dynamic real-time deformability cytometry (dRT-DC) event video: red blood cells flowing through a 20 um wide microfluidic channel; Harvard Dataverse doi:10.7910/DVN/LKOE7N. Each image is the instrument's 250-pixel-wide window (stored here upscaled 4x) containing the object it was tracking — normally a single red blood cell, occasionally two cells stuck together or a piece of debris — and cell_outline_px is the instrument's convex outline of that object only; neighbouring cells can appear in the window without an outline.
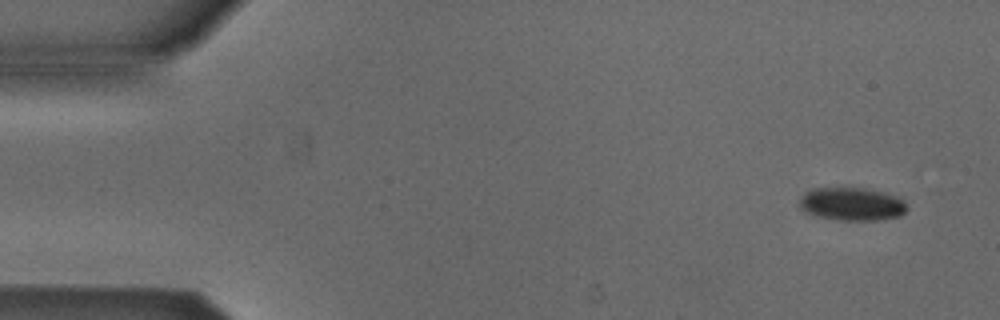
{"species": "Egyptian fruit bat (a non-hibernating species)", "species_latin": "Rousettus aegyptiacus", "temperature_condition": "cold", "stored_images_in_passage": 7, "camera_frame_rate_fps": 3000, "um_per_image_px": 0.085, "animal": {"sex": "male"}, "frame": {"image": 1, "passage_image": 2, "time_ms": 0.333, "image_size_px": [1000, 320], "cell_outline_px": [[908, 208], [900, 216], [880, 220], [836, 220], [816, 216], [804, 212], [800, 208], [800, 200], [812, 188], [864, 188], [888, 192], [904, 200]], "centroid_in_image_um": [72.45, 17.35], "position_along_channel_um": 12.6, "area_um2": 20.87}}
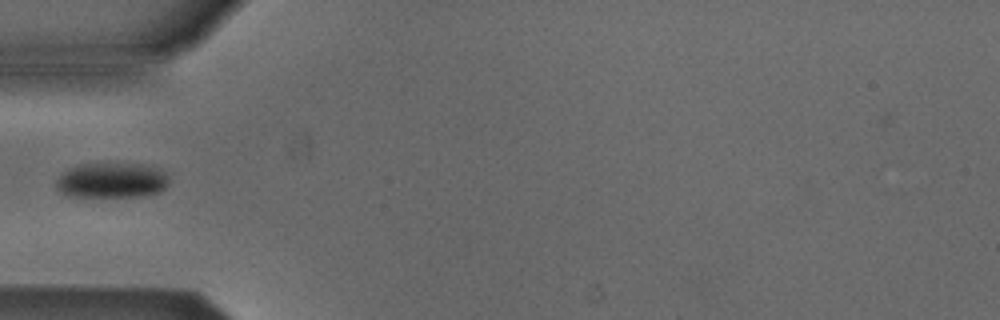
{"frame": {"image": 2, "passage_image": 6, "time_ms": 1.667, "image_size_px": [1000, 320], "cell_outline_px": [[168, 184], [160, 192], [140, 196], [68, 196], [60, 192], [56, 188], [56, 180], [68, 168], [76, 164], [152, 164], [160, 168], [168, 176]], "centroid_in_image_um": [9.51, 15.32], "position_along_channel_um": 75.5, "area_um2": 23.29}}
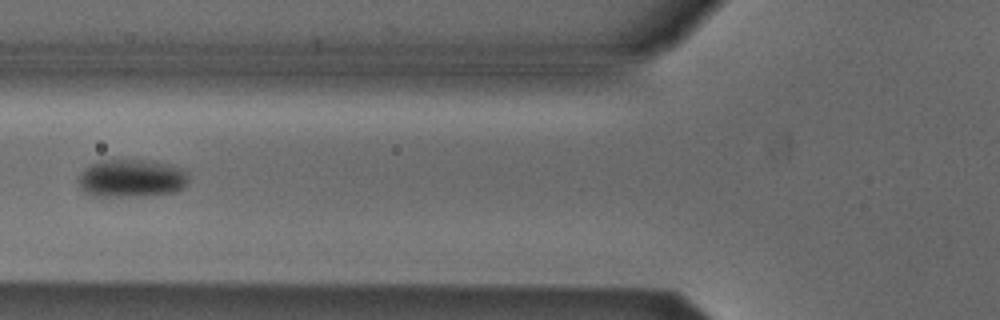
{"frame": {"image": 3, "passage_image": 7, "time_ms": 2.0, "image_size_px": [1000, 320], "cell_outline_px": [[188, 184], [184, 188], [176, 192], [144, 196], [92, 196], [84, 192], [80, 188], [76, 180], [80, 172], [88, 164], [96, 160], [152, 160], [184, 168], [188, 172]], "centroid_in_image_um": [11.16, 15.15], "position_along_channel_um": 114.6, "area_um2": 25.14}}